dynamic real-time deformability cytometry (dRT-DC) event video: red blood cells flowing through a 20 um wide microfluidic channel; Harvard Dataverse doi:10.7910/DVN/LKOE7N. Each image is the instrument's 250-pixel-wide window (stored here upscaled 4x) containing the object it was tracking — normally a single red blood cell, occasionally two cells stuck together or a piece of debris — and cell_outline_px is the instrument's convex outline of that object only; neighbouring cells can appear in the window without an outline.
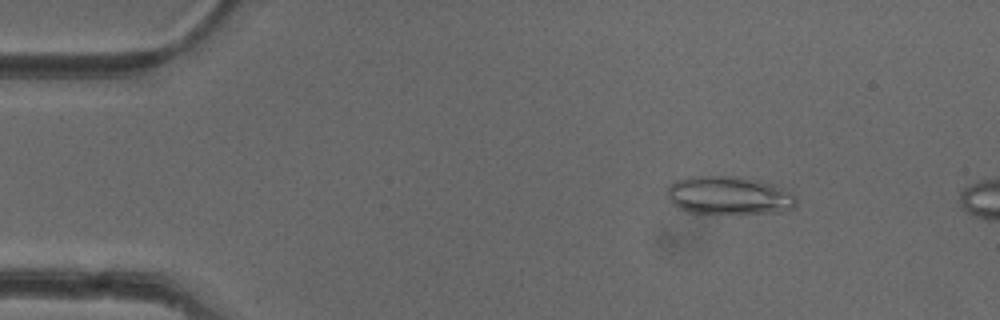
{"species": "common noctule bat (a hibernating species)", "species_latin": "Nyctalus noctula", "temperature_condition": "cold", "stored_images_in_passage": 11, "camera_frame_rate_fps": 3000, "um_per_image_px": 0.085, "animal": {"sex": "female"}, "frame": {"image": 1, "passage_image": 7, "time_ms": 2.0, "image_size_px": [1000, 320], "cell_outline_px": [[796, 204], [792, 208], [784, 212], [688, 212], [672, 204], [668, 200], [668, 188], [676, 180], [688, 176], [736, 176], [760, 180], [772, 184], [796, 196]], "centroid_in_image_um": [61.94, 16.59], "position_along_channel_um": 23.1, "area_um2": 28.32}}